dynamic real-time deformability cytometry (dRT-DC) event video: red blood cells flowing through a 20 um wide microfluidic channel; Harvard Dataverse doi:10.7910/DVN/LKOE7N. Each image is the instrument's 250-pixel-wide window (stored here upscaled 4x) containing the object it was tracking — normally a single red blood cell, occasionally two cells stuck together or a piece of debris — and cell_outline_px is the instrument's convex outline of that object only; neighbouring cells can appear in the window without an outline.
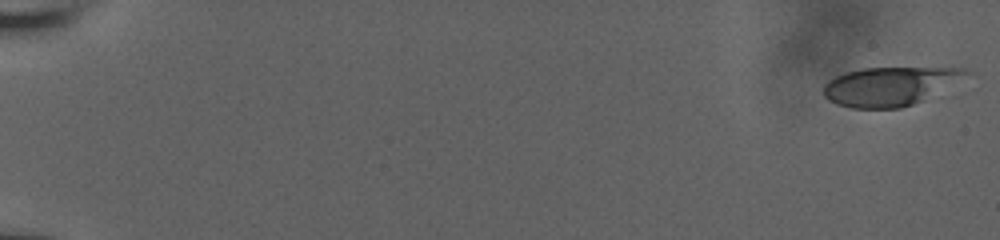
{"species": "human", "species_latin": "Homo sapiens", "temperature_condition": "room temperature", "stored_images_in_passage": 53, "camera_frame_rate_fps": 3000, "um_per_image_px": 0.085, "donor": {"sex": "male"}, "frame": {"image": 1, "passage_image": 1, "time_ms": 0.0, "image_size_px": [1000, 240], "cell_outline_px": [[968, 72], [924, 100], [900, 108], [852, 108], [836, 104], [828, 100], [824, 96], [824, 84], [828, 80], [836, 76], [848, 72], [864, 68], [964, 68]], "centroid_in_image_um": [75.5, 7.34], "position_along_channel_um": 9.5, "area_um2": 31.27}}
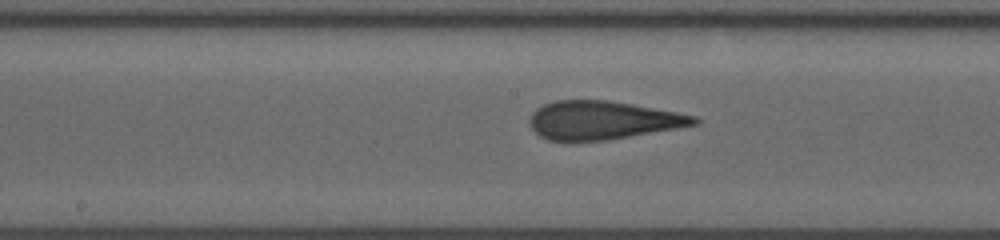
{"frame": {"image": 2, "passage_image": 30, "time_ms": 9.667, "image_size_px": [1000, 240], "cell_outline_px": [[700, 124], [604, 140], [548, 140], [540, 136], [532, 128], [528, 120], [532, 112], [536, 108], [544, 104], [556, 100], [608, 100], [632, 104], [676, 112], [696, 116], [700, 120]], "centroid_in_image_um": [51.21, 10.2], "position_along_channel_um": 197.0, "area_um2": 36.41}}
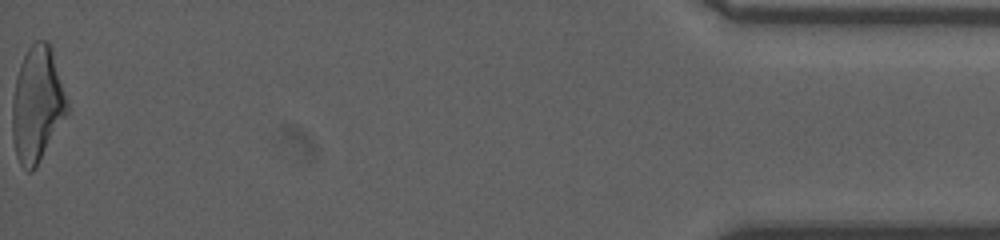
{"frame": {"image": 3, "passage_image": 53, "time_ms": 17.333, "image_size_px": [1000, 240], "cell_outline_px": [[68, 112], [36, 168], [32, 172], [28, 172], [20, 164], [16, 156], [12, 136], [12, 100], [16, 80], [20, 64], [28, 48], [36, 40], [44, 40], [52, 48], [68, 104]], "centroid_in_image_um": [3.15, 8.9], "position_along_channel_um": 432.1, "area_um2": 36.7}, "authors_computed_cell_mechanics": {"area_um2": 36.2406, "velocity_mm_per_s": 3.8761, "shape_relaxation_time_tau1_ms": 5.8445, "shape_relaxation_time_tau2_ms": 0.8533, "deformation_change_tau1": 0.2281, "deformation_change_tau2": 0.1098}}